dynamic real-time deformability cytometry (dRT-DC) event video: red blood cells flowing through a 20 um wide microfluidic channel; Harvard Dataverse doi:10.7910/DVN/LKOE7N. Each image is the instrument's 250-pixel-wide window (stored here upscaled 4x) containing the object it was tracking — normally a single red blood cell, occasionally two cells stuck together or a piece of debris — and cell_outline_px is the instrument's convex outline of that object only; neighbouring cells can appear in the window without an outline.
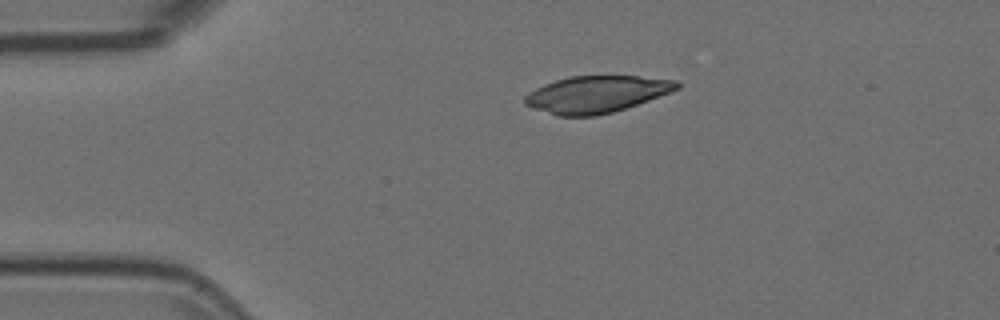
{"species": "Egyptian fruit bat (a non-hibernating species)", "species_latin": "Rousettus aegyptiacus", "temperature_condition": "room temperature", "stored_images_in_passage": 44, "camera_frame_rate_fps": 3000, "um_per_image_px": 0.085, "animal": {"sex": "female"}, "frame": {"image": 1, "passage_image": 1, "time_ms": 0.0, "image_size_px": [1000, 320], "cell_outline_px": [[680, 88], [648, 100], [612, 112], [596, 116], [556, 116], [524, 104], [524, 96], [528, 92], [544, 84], [556, 80], [572, 76], [640, 76], [676, 80], [680, 84]], "centroid_in_image_um": [50.67, 8.01], "position_along_channel_um": 34.3, "area_um2": 32.43}}
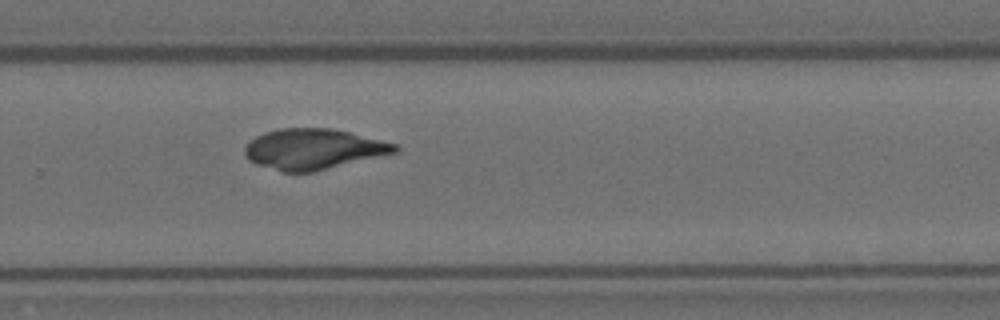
{"frame": {"image": 2, "passage_image": 26, "time_ms": 8.333, "image_size_px": [1000, 320], "cell_outline_px": [[400, 148], [396, 152], [312, 172], [284, 172], [256, 164], [248, 160], [244, 152], [244, 148], [256, 136], [264, 132], [280, 128], [332, 128], [396, 144]], "centroid_in_image_um": [26.6, 12.67], "position_along_channel_um": 303.2, "area_um2": 35.03}}
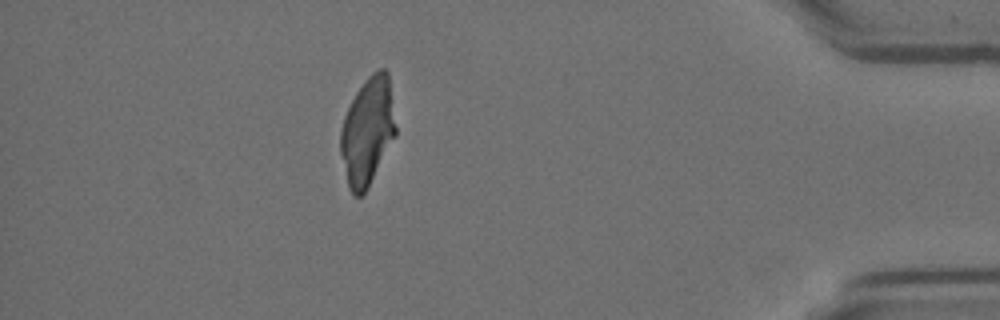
{"frame": {"image": 3, "passage_image": 38, "time_ms": 12.333, "image_size_px": [1000, 320], "cell_outline_px": [[396, 136], [368, 188], [360, 196], [352, 196], [348, 188], [340, 152], [340, 132], [344, 116], [356, 92], [368, 76], [372, 72], [380, 68], [384, 68], [388, 72], [396, 128]], "centroid_in_image_um": [31.23, 11.18], "position_along_channel_um": 404.0, "area_um2": 34.74}}